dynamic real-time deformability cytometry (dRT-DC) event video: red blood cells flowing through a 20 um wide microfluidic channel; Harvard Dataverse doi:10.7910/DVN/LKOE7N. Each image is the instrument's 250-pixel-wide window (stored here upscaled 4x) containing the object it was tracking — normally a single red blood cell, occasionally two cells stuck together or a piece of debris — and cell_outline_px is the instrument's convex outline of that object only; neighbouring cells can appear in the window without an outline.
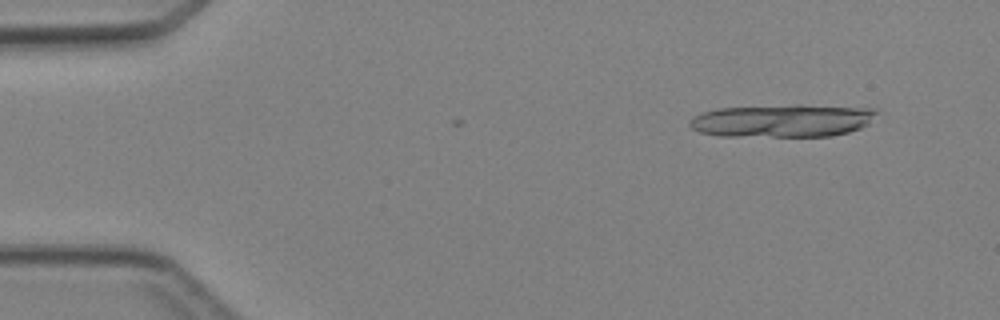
{"species": "Egyptian fruit bat (a non-hibernating species)", "species_latin": "Rousettus aegyptiacus", "temperature_condition": "cold", "stored_images_in_passage": 4, "camera_frame_rate_fps": 3000, "um_per_image_px": 0.085, "animal": {"sex": "female"}, "frame": {"image": 1, "passage_image": 1, "time_ms": 0.0, "image_size_px": [1000, 320], "cell_outline_px": [[880, 112], [868, 124], [860, 128], [848, 132], [832, 136], [720, 136], [700, 132], [692, 128], [688, 124], [688, 120], [704, 112], [720, 108], [796, 104], [804, 104], [876, 108]], "centroid_in_image_um": [66.57, 10.24], "position_along_channel_um": 18.4, "area_um2": 36.18}}
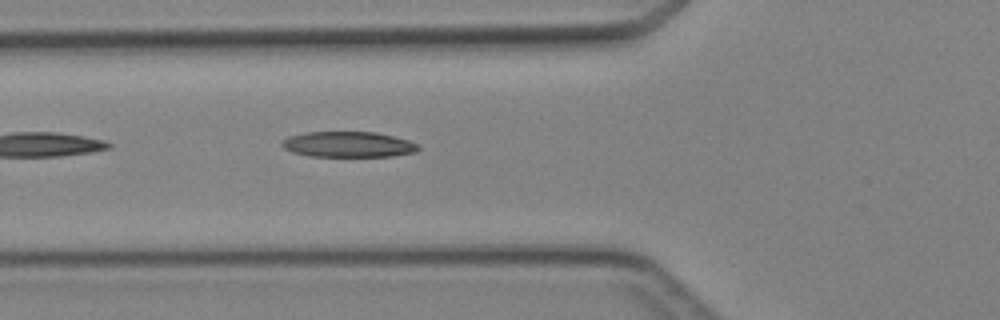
{"frame": {"image": 2, "passage_image": 4, "time_ms": 4.333, "image_size_px": [1000, 320], "cell_outline_px": [[420, 148], [416, 152], [392, 156], [308, 156], [292, 152], [284, 148], [280, 144], [288, 136], [304, 132], [376, 132], [408, 140], [420, 144]], "centroid_in_image_um": [29.61, 12.27], "position_along_channel_um": 96.2, "area_um2": 20.4}}